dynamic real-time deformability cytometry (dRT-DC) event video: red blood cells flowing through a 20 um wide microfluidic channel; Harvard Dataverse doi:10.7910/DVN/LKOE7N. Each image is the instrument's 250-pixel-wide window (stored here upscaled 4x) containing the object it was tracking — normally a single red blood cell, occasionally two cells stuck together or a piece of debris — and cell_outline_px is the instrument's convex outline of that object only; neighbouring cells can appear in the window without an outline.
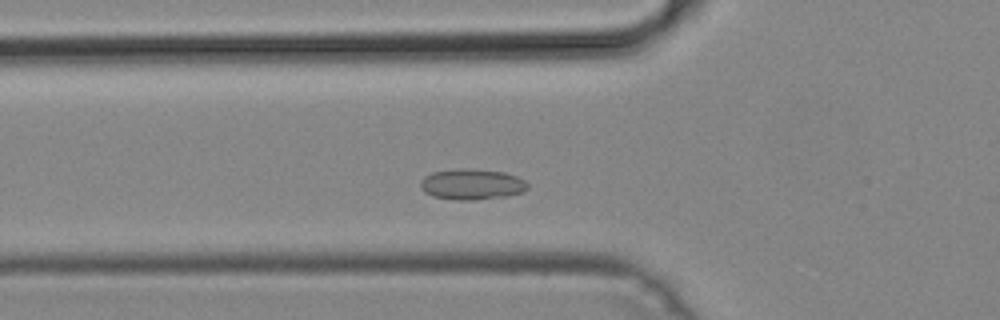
{"species": "common noctule bat (a hibernating species)", "species_latin": "Nyctalus noctula", "temperature_condition": "cold", "stored_images_in_passage": 44, "camera_frame_rate_fps": 3000, "um_per_image_px": 0.085, "animal": {"sex": "male", "body_mass_g": 19.2, "forearm_length_mm": 51.8}, "frame": {"image": 1, "passage_image": 10, "time_ms": 3.0, "image_size_px": [1000, 320], "cell_outline_px": [[528, 188], [520, 192], [508, 196], [472, 200], [452, 200], [432, 196], [424, 192], [420, 188], [420, 180], [424, 176], [432, 172], [460, 168], [468, 168], [504, 172], [516, 176], [524, 180], [528, 184]], "centroid_in_image_um": [40.06, 15.66], "position_along_channel_um": 85.7, "area_um2": 19.36}}
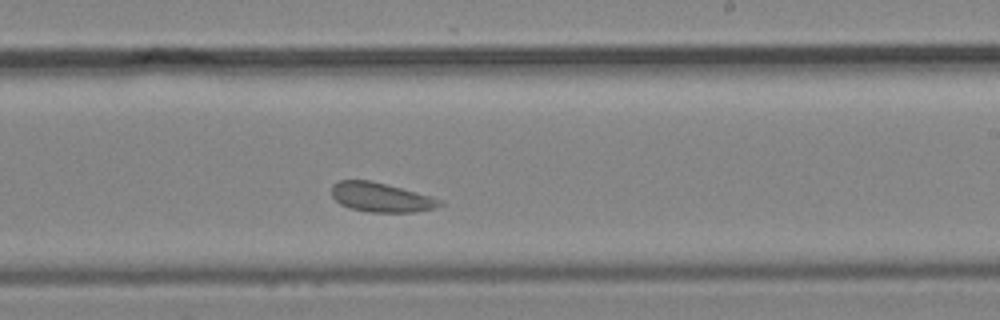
{"frame": {"image": 2, "passage_image": 23, "time_ms": 7.333, "image_size_px": [1000, 320], "cell_outline_px": [[444, 204], [432, 208], [412, 212], [368, 212], [352, 208], [340, 204], [332, 196], [332, 184], [340, 180], [372, 180], [432, 196], [440, 200]], "centroid_in_image_um": [32.36, 16.76], "position_along_channel_um": 256.6, "area_um2": 18.38}}
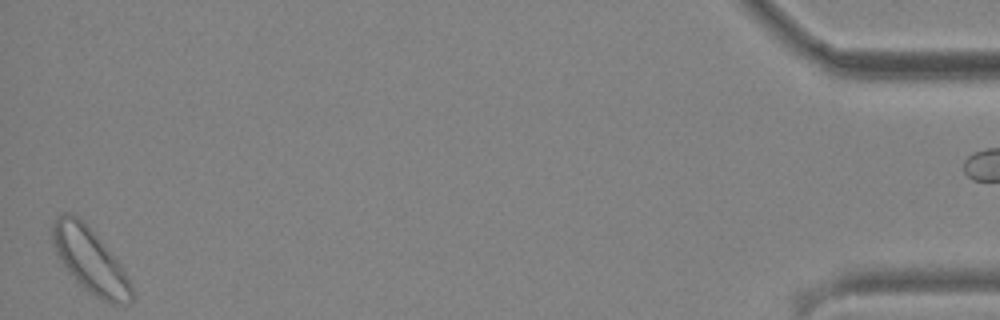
{"frame": {"image": 3, "passage_image": 43, "time_ms": 14.0, "image_size_px": [1000, 320], "cell_outline_px": [[132, 300], [128, 304], [108, 304], [100, 300], [88, 292], [64, 268], [56, 252], [52, 240], [52, 228], [56, 216], [64, 212], [68, 212], [84, 220], [88, 224], [120, 264], [128, 276], [132, 284]], "centroid_in_image_um": [7.66, 22.14], "position_along_channel_um": 427.5, "area_um2": 30.06}}